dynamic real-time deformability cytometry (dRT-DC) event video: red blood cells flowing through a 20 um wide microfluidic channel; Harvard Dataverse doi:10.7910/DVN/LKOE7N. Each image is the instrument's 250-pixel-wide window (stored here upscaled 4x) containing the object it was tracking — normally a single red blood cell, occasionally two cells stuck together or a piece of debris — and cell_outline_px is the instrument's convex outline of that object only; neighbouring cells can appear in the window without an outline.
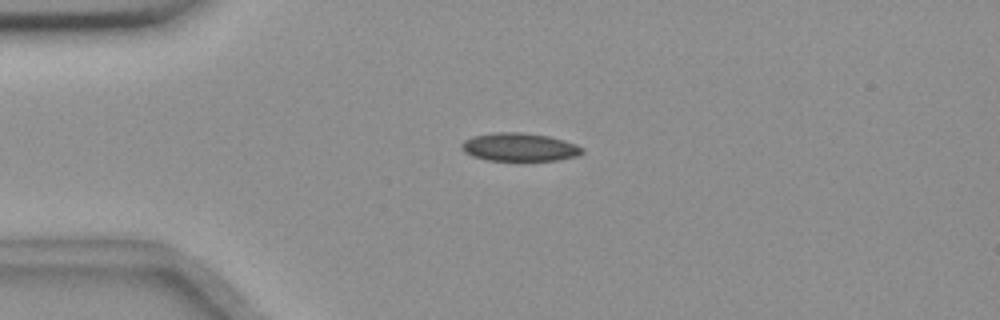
{"species": "common noctule bat (a hibernating species)", "species_latin": "Nyctalus noctula", "temperature_condition": "room temperature", "stored_images_in_passage": 43, "camera_frame_rate_fps": 3000, "um_per_image_px": 0.085, "animal": {"sex": "female", "body_mass_g": 18.4}, "frame": {"image": 1, "passage_image": 1, "time_ms": 0.0, "image_size_px": [1000, 320], "cell_outline_px": [[584, 152], [576, 156], [556, 160], [488, 160], [472, 156], [464, 152], [460, 148], [460, 144], [464, 140], [472, 136], [492, 132], [520, 132], [548, 136], [564, 140], [576, 144], [584, 148]], "centroid_in_image_um": [44.12, 12.49], "position_along_channel_um": 40.9, "area_um2": 19.88}}
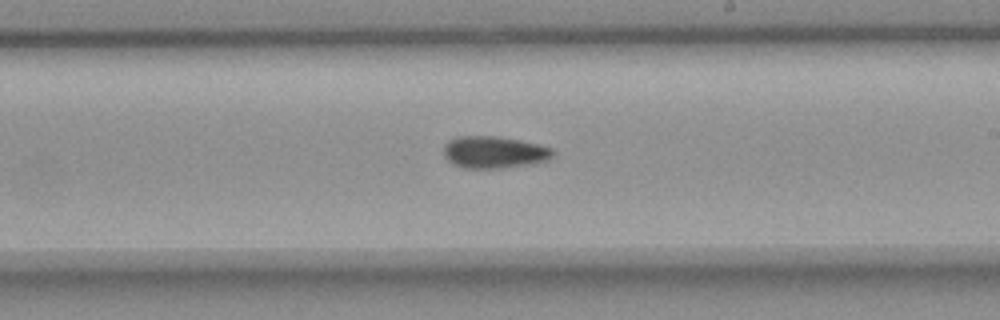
{"frame": {"image": 2, "passage_image": 20, "time_ms": 6.333, "image_size_px": [1000, 320], "cell_outline_px": [[552, 156], [548, 160], [532, 164], [500, 168], [464, 168], [452, 164], [444, 156], [444, 144], [448, 140], [456, 136], [496, 136], [520, 140], [540, 144], [552, 148]], "centroid_in_image_um": [41.97, 12.93], "position_along_channel_um": 247.0, "area_um2": 20.52}}
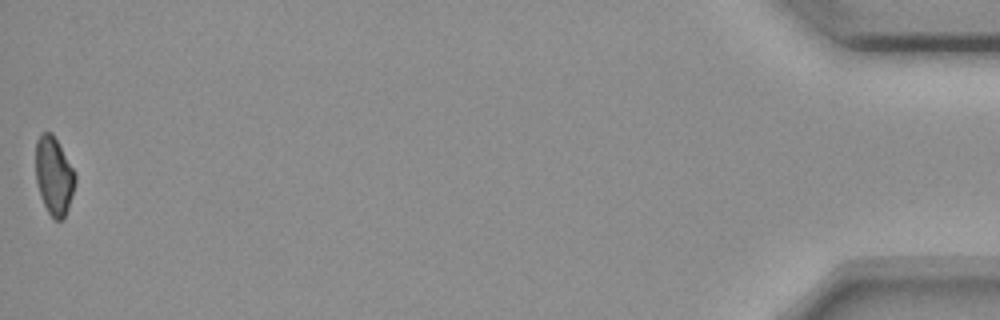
{"frame": {"image": 3, "passage_image": 43, "time_ms": 14.0, "image_size_px": [1000, 320], "cell_outline_px": [[76, 180], [72, 196], [68, 208], [64, 216], [60, 220], [56, 220], [48, 212], [40, 196], [36, 180], [36, 140], [40, 132], [52, 132], [76, 172]], "centroid_in_image_um": [4.59, 14.9], "position_along_channel_um": 430.6, "area_um2": 18.03}}